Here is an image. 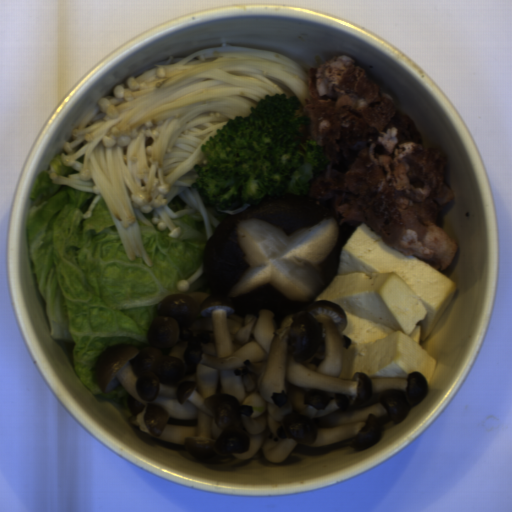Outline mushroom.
<instances>
[{
  "mask_svg": "<svg viewBox=\"0 0 512 512\" xmlns=\"http://www.w3.org/2000/svg\"><path fill=\"white\" fill-rule=\"evenodd\" d=\"M347 240L325 206L308 196L265 197L221 222L203 250L206 285L236 314L281 316L315 301L334 281Z\"/></svg>",
  "mask_w": 512,
  "mask_h": 512,
  "instance_id": "1",
  "label": "mushroom"
}]
</instances>
